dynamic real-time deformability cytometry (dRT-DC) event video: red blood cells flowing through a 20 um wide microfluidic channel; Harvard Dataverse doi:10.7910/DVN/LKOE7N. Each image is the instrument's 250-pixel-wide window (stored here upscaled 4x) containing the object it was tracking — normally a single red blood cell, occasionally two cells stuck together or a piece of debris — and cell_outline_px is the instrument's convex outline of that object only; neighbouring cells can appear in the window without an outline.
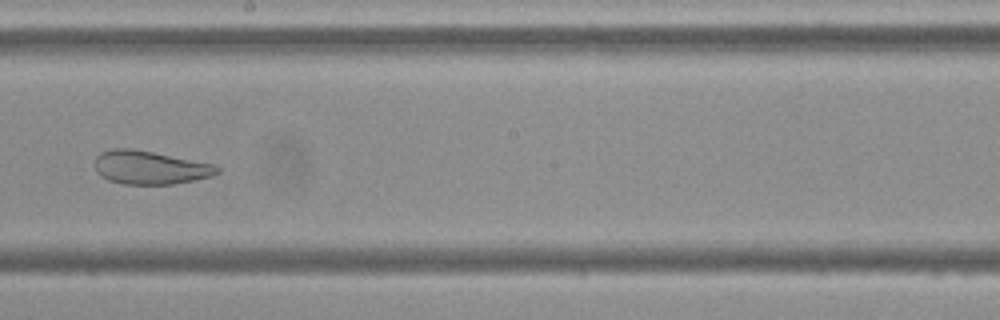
{"species": "Egyptian fruit bat (a non-hibernating species)", "species_latin": "Rousettus aegyptiacus", "temperature_condition": "cold", "stored_images_in_passage": 8, "camera_frame_rate_fps": 3000, "um_per_image_px": 0.085, "frame": {"image": 1, "passage_image": 8, "time_ms": 9.0, "image_size_px": [1000, 320], "cell_outline_px": [[220, 172], [212, 176], [196, 180], [172, 184], [124, 184], [108, 180], [100, 176], [96, 172], [96, 156], [100, 152], [112, 148], [132, 148], [216, 164], [220, 168]], "centroid_in_image_um": [12.77, 14.23], "position_along_channel_um": 235.4, "area_um2": 24.04}}